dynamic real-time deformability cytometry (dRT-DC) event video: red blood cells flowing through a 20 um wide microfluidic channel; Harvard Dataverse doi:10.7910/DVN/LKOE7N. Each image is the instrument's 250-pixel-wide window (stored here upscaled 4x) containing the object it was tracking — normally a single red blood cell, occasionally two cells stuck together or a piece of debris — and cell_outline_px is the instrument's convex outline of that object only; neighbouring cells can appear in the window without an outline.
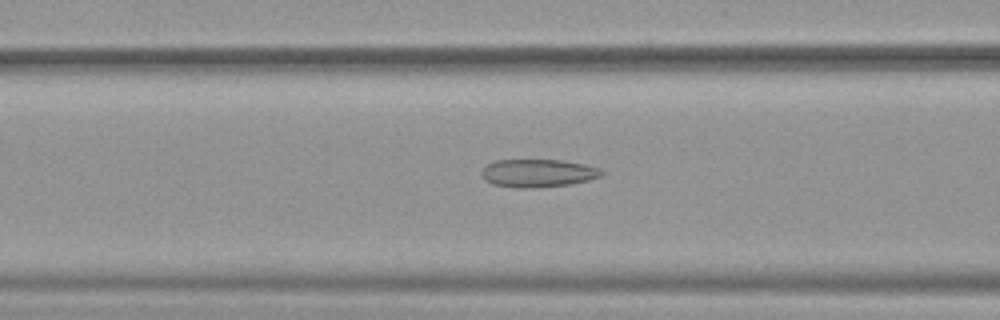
{"species": "common noctule bat (a hibernating species)", "species_latin": "Nyctalus noctula", "temperature_condition": "warm", "stored_images_in_passage": 51, "camera_frame_rate_fps": 3000, "um_per_image_px": 0.085, "animal": {"sex": "female", "body_mass_g": 19.9}, "frame": {"image": 1, "passage_image": 21, "time_ms": 6.667, "image_size_px": [1000, 320], "cell_outline_px": [[604, 176], [588, 180], [568, 184], [536, 188], [516, 188], [492, 184], [484, 180], [480, 172], [488, 164], [496, 160], [564, 160], [584, 164], [600, 168], [604, 172]], "centroid_in_image_um": [45.73, 14.72], "position_along_channel_um": 120.9, "area_um2": 19.71}}
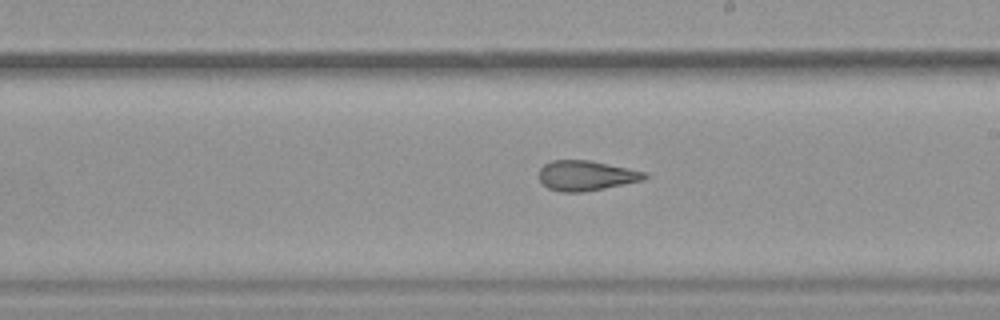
{"frame": {"image": 2, "passage_image": 30, "time_ms": 9.667, "image_size_px": [1000, 320], "cell_outline_px": [[648, 176], [644, 180], [584, 192], [560, 192], [548, 188], [540, 180], [540, 168], [544, 164], [552, 160], [588, 160], [648, 172]], "centroid_in_image_um": [49.83, 14.92], "position_along_channel_um": 239.2, "area_um2": 18.44}}
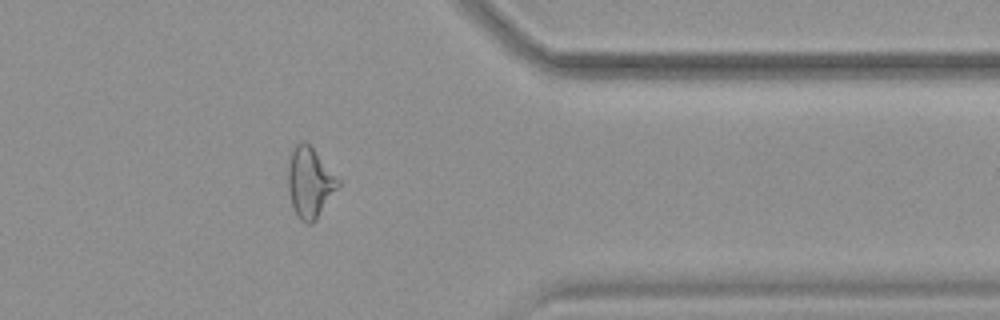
{"frame": {"image": 3, "passage_image": 42, "time_ms": 13.667, "image_size_px": [1000, 320], "cell_outline_px": [[340, 184], [316, 220], [312, 224], [304, 224], [300, 220], [292, 204], [288, 188], [288, 164], [292, 152], [296, 144], [300, 140], [304, 140], [312, 148], [340, 180]], "centroid_in_image_um": [26.33, 15.53], "position_along_channel_um": 385.1, "area_um2": 20.23}, "authors_computed_cell_mechanics": {"area_um2": 21.8484, "velocity_mm_per_s": 3.9533, "shape_relaxation_time_tau1_ms": null, "shape_relaxation_time_tau2_ms": 1.4771, "deformation_change_tau1": null, "deformation_change_tau2": 0.1071}}